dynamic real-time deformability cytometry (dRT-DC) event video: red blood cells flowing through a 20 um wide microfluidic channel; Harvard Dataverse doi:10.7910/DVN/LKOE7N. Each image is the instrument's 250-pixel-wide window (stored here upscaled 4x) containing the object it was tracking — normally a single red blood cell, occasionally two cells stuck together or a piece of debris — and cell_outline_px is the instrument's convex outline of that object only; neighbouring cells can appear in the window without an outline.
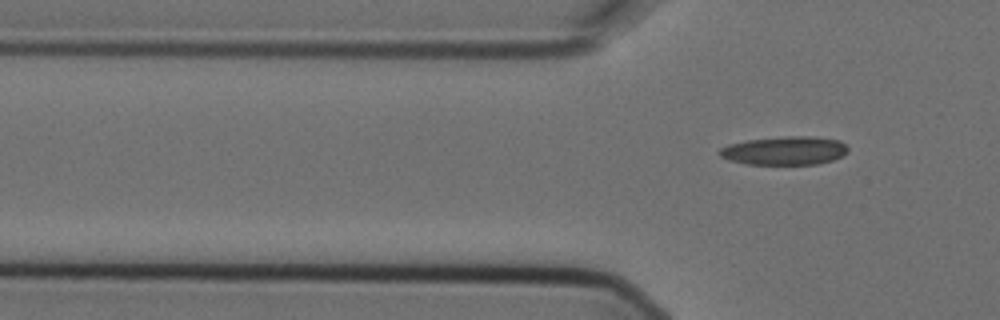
{"species": "Egyptian fruit bat (a non-hibernating species)", "species_latin": "Rousettus aegyptiacus", "temperature_condition": "cold", "stored_images_in_passage": 4, "camera_frame_rate_fps": 3000, "um_per_image_px": 0.085, "animal": {"sex": "female"}, "frame": {"image": 1, "passage_image": 4, "time_ms": 1.0, "image_size_px": [1000, 320], "cell_outline_px": [[848, 152], [832, 160], [816, 164], [748, 164], [728, 160], [720, 156], [716, 152], [720, 148], [728, 144], [748, 140], [788, 136], [812, 136], [840, 140], [848, 148]], "centroid_in_image_um": [66.67, 12.8], "position_along_channel_um": 59.1, "area_um2": 21.33}}